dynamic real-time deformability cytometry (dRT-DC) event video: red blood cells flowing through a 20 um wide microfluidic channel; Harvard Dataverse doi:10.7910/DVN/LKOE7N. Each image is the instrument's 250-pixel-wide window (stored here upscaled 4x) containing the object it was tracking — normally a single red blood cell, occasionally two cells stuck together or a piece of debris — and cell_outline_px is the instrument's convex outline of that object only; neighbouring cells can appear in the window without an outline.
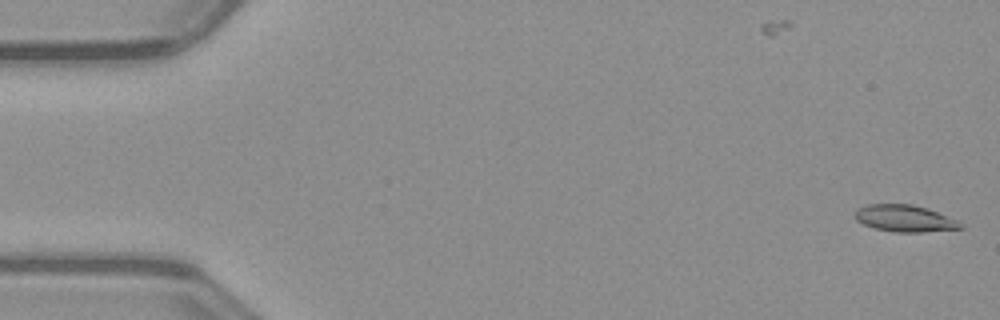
{"species": "common noctule bat (a hibernating species)", "species_latin": "Nyctalus noctula", "temperature_condition": "warm", "stored_images_in_passage": 2, "camera_frame_rate_fps": 3000, "um_per_image_px": 0.085, "animal": {"sex": "male", "body_mass_g": 23.1, "forearm_length_mm": 52.7}, "frame": {"image": 1, "passage_image": 2, "time_ms": 0.333, "image_size_px": [1000, 320], "cell_outline_px": [[964, 228], [920, 232], [896, 232], [876, 228], [864, 224], [856, 220], [856, 208], [868, 204], [912, 204], [928, 208], [960, 220], [964, 224]], "centroid_in_image_um": [76.97, 18.55], "position_along_channel_um": 8.0, "area_um2": 16.59}}